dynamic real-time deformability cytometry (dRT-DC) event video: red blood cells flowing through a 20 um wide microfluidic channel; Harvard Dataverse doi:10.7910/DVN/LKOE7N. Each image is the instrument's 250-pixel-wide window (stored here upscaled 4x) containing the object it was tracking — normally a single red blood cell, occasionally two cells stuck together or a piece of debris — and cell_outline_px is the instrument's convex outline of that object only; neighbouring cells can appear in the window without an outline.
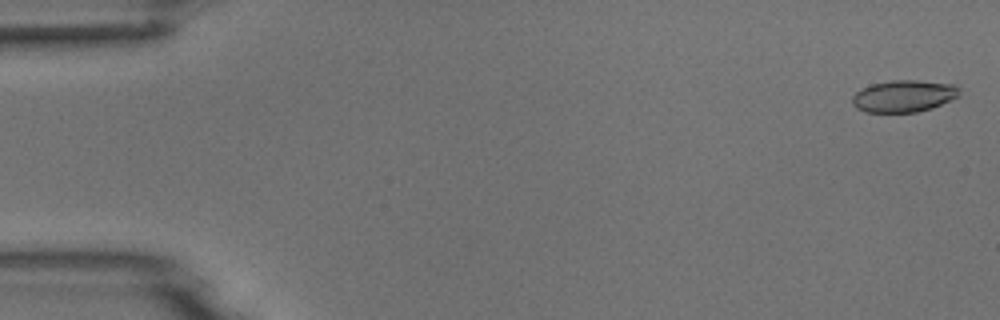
{"species": "common noctule bat (a hibernating species)", "species_latin": "Nyctalus noctula", "temperature_condition": "room temperature", "stored_images_in_passage": 5, "camera_frame_rate_fps": 3000, "um_per_image_px": 0.085, "animal": {"sex": "male", "body_mass_g": 18.8}, "frame": {"image": 1, "passage_image": 1, "time_ms": 0.0, "image_size_px": [1000, 320], "cell_outline_px": [[960, 96], [932, 108], [916, 112], [864, 112], [856, 108], [852, 104], [852, 96], [856, 92], [872, 84], [892, 80], [916, 80], [956, 84], [960, 88]], "centroid_in_image_um": [76.85, 8.16], "position_along_channel_um": 8.2, "area_um2": 20.06}}
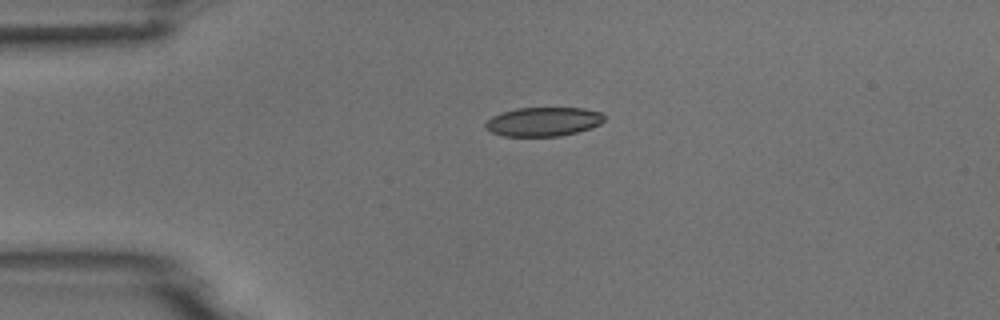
{"frame": {"image": 2, "passage_image": 4, "time_ms": 3.667, "image_size_px": [1000, 320], "cell_outline_px": [[604, 120], [600, 124], [592, 128], [560, 136], [504, 136], [492, 132], [484, 128], [484, 124], [492, 116], [500, 112], [516, 108], [584, 108], [600, 112], [604, 116]], "centroid_in_image_um": [46.17, 10.34], "position_along_channel_um": 38.8, "area_um2": 20.17}}